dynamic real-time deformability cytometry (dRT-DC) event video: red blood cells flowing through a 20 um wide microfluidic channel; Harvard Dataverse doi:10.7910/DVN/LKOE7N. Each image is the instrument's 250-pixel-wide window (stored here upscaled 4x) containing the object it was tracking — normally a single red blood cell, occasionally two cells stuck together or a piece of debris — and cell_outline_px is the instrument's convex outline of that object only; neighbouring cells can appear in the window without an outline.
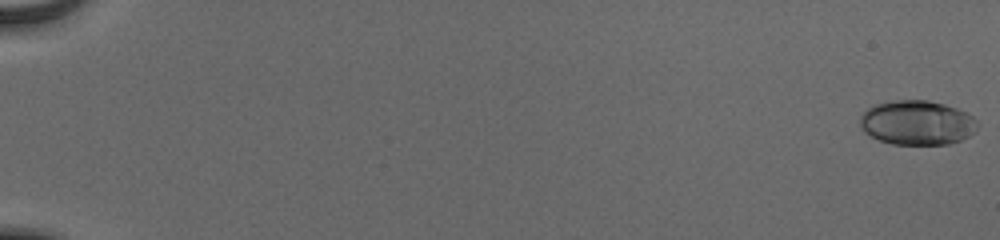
{"species": "human", "species_latin": "Homo sapiens", "temperature_condition": "cold", "stored_images_in_passage": 53, "camera_frame_rate_fps": 3000, "um_per_image_px": 0.085, "donor": {"sex": "male"}, "frame": {"image": 1, "passage_image": 1, "time_ms": 0.0, "image_size_px": [1000, 240], "cell_outline_px": [[980, 124], [976, 132], [960, 140], [948, 144], [892, 144], [880, 140], [864, 132], [860, 124], [860, 116], [868, 108], [876, 104], [892, 100], [928, 100], [944, 104], [968, 112]], "centroid_in_image_um": [77.98, 10.42], "position_along_channel_um": 7.0, "area_um2": 30.58}}
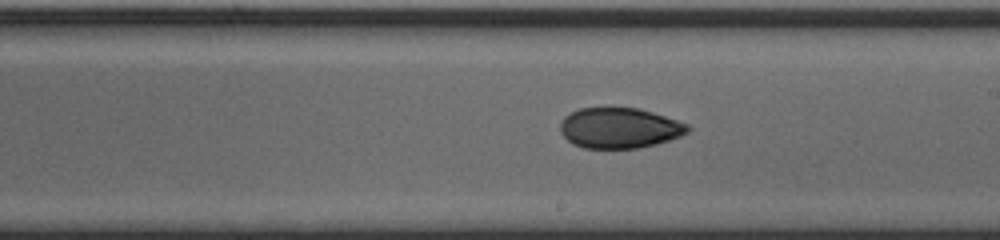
{"frame": {"image": 2, "passage_image": 35, "time_ms": 11.333, "image_size_px": [1000, 240], "cell_outline_px": [[692, 128], [688, 132], [680, 136], [656, 144], [640, 148], [584, 148], [572, 144], [560, 132], [560, 124], [564, 116], [580, 108], [640, 108], [688, 124]], "centroid_in_image_um": [52.65, 10.88], "position_along_channel_um": 236.3, "area_um2": 30.06}}
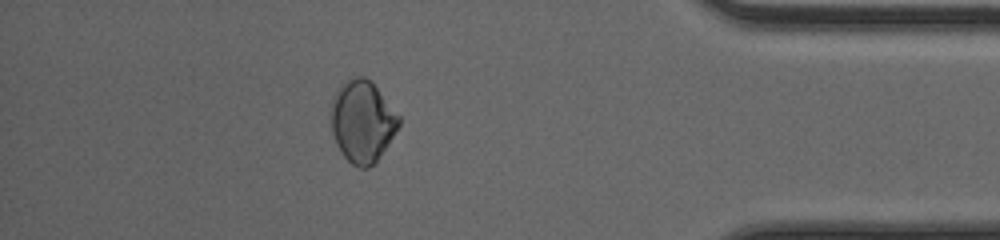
{"frame": {"image": 3, "passage_image": 50, "time_ms": 16.333, "image_size_px": [1000, 240], "cell_outline_px": [[400, 124], [376, 160], [368, 168], [360, 168], [352, 164], [340, 152], [336, 144], [332, 132], [332, 96], [340, 84], [344, 80], [356, 76], [364, 76], [376, 88], [400, 116]], "centroid_in_image_um": [30.76, 10.3], "position_along_channel_um": 404.4, "area_um2": 31.85}}